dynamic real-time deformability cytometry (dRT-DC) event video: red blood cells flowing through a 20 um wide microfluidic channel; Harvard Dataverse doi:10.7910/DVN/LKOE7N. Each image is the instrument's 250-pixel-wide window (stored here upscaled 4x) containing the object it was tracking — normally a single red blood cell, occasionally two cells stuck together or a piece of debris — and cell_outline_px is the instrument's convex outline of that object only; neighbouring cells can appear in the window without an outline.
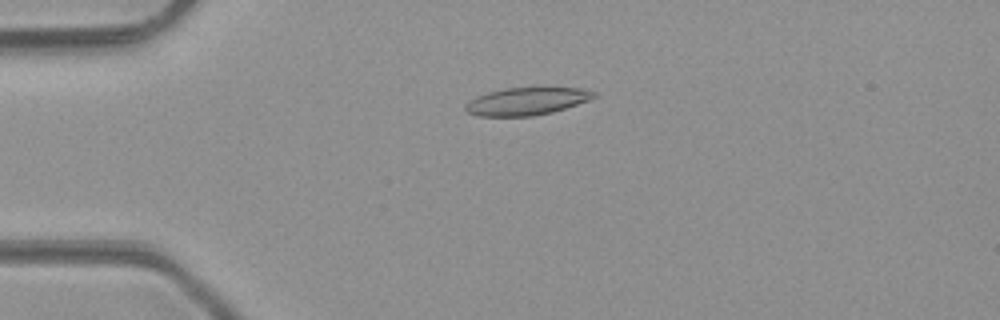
{"species": "common noctule bat (a hibernating species)", "species_latin": "Nyctalus noctula", "temperature_condition": "room temperature", "stored_images_in_passage": 42, "camera_frame_rate_fps": 3000, "um_per_image_px": 0.085, "animal": {"sex": "male", "body_mass_g": 23.1, "forearm_length_mm": 52.7}, "frame": {"image": 1, "passage_image": 5, "time_ms": 1.333, "image_size_px": [1000, 320], "cell_outline_px": [[600, 96], [552, 112], [532, 116], [476, 116], [468, 112], [464, 108], [464, 104], [476, 96], [488, 92], [508, 88], [580, 88], [596, 92]], "centroid_in_image_um": [44.75, 8.61], "position_along_channel_um": 40.2, "area_um2": 20.52}}
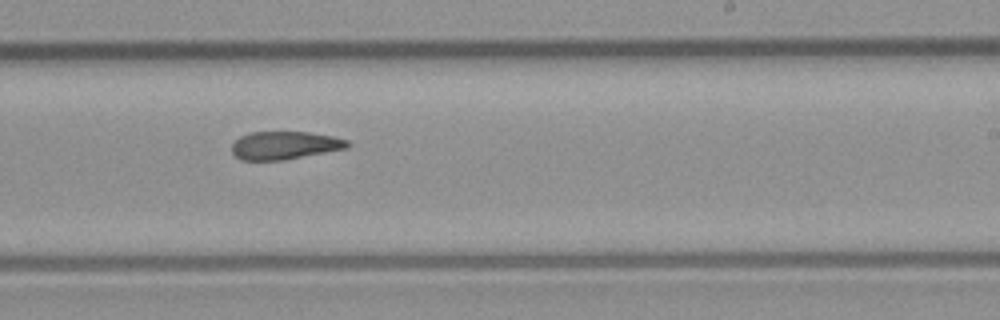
{"frame": {"image": 2, "passage_image": 23, "time_ms": 7.333, "image_size_px": [1000, 320], "cell_outline_px": [[352, 144], [348, 148], [284, 160], [240, 160], [232, 152], [232, 144], [240, 136], [248, 132], [308, 132], [332, 136], [348, 140]], "centroid_in_image_um": [24.21, 12.35], "position_along_channel_um": 264.8, "area_um2": 18.96}}
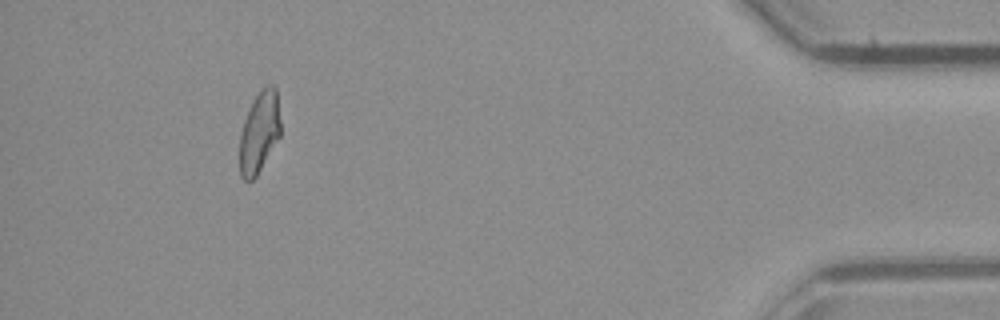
{"frame": {"image": 3, "passage_image": 38, "time_ms": 12.333, "image_size_px": [1000, 320], "cell_outline_px": [[280, 136], [256, 176], [252, 180], [244, 180], [240, 176], [240, 136], [244, 120], [256, 96], [268, 84], [272, 84], [276, 88], [280, 120]], "centroid_in_image_um": [22.05, 11.26], "position_along_channel_um": 413.2, "area_um2": 18.96}, "authors_computed_cell_mechanics": {"area_um2": 20.0855, "velocity_mm_per_s": 4.261, "shape_relaxation_time_tau1_ms": null, "shape_relaxation_time_tau2_ms": 4.1494, "deformation_change_tau1": null, "deformation_change_tau2": 0.1317}}